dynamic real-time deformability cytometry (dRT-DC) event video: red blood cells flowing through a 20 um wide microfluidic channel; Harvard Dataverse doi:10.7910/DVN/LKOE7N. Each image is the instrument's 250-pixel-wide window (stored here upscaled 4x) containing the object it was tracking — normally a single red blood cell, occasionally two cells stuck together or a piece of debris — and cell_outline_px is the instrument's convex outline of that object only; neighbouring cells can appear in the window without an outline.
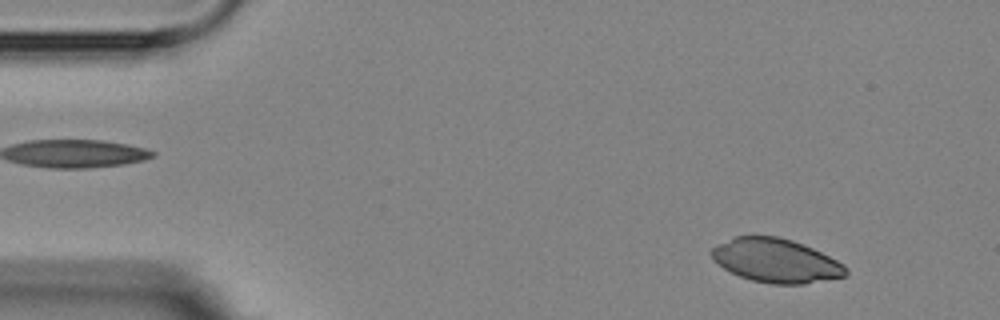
{"species": "Egyptian fruit bat (a non-hibernating species)", "species_latin": "Rousettus aegyptiacus", "temperature_condition": "room temperature", "stored_images_in_passage": 4, "camera_frame_rate_fps": 3000, "um_per_image_px": 0.085, "animal": {"sex": "female"}, "frame": {"image": 1, "passage_image": 1, "time_ms": 0.0, "image_size_px": [1000, 320], "cell_outline_px": [[848, 276], [804, 284], [772, 284], [752, 280], [740, 276], [724, 268], [712, 256], [712, 248], [736, 236], [776, 236], [792, 240], [812, 248], [844, 264], [848, 268]], "centroid_in_image_um": [66.02, 22.16], "position_along_channel_um": 19.0, "area_um2": 33.87}}